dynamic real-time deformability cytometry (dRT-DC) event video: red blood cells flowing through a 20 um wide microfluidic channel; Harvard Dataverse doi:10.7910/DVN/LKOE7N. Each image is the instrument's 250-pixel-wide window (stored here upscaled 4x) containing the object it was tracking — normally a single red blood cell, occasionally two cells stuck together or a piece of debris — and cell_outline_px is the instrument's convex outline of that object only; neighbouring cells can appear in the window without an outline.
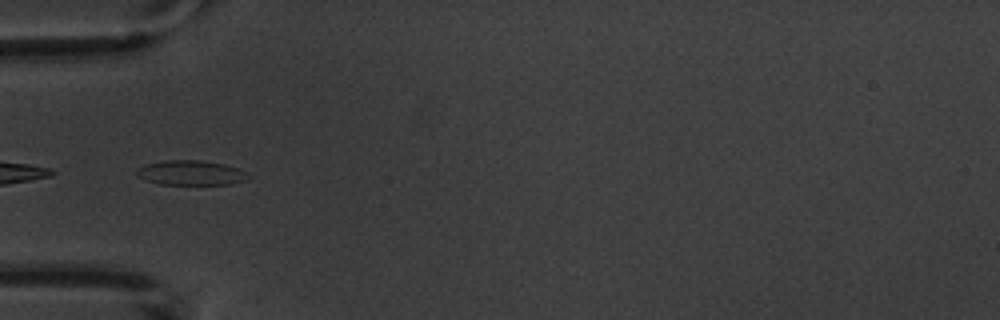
{"species": "common noctule bat (a hibernating species)", "species_latin": "Nyctalus noctula", "temperature_condition": "warm", "stored_images_in_passage": 3, "camera_frame_rate_fps": 3000, "um_per_image_px": 0.085, "animal": {"sex": "male", "body_mass_g": 20.1, "forearm_length_mm": 53.5}, "frame": {"image": 1, "passage_image": 1, "time_ms": 0.0, "image_size_px": [1000, 320], "cell_outline_px": [[252, 176], [248, 180], [232, 184], [160, 184], [144, 180], [136, 176], [136, 172], [144, 164], [164, 160], [200, 160], [224, 164], [248, 172]], "centroid_in_image_um": [16.25, 14.69], "position_along_channel_um": 68.7, "area_um2": 16.24}}
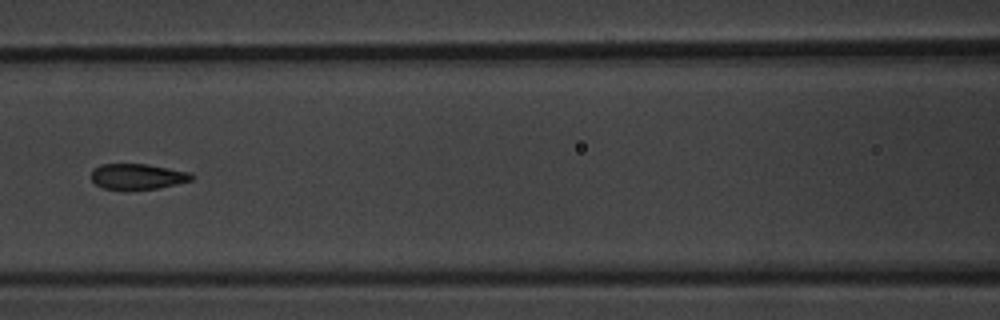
{"frame": {"image": 2, "passage_image": 3, "time_ms": 2.333, "image_size_px": [1000, 320], "cell_outline_px": [[192, 180], [176, 184], [156, 188], [124, 192], [104, 188], [96, 184], [92, 180], [92, 168], [100, 164], [148, 164], [192, 172]], "centroid_in_image_um": [11.66, 15.02], "position_along_channel_um": 154.9, "area_um2": 15.43}}